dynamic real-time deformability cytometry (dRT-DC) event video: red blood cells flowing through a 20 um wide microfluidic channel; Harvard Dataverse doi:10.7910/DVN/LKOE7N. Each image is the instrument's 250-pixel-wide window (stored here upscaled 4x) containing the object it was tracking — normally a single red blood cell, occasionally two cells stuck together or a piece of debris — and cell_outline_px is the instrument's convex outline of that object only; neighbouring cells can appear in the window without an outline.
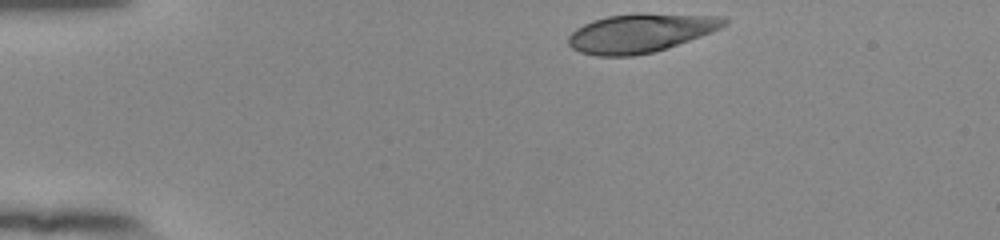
{"species": "human", "species_latin": "Homo sapiens", "temperature_condition": "room temperature", "stored_images_in_passage": 37, "camera_frame_rate_fps": 3000, "um_per_image_px": 0.085, "donor": {"sex": "female"}, "frame": {"image": 1, "passage_image": 1, "time_ms": 0.0, "image_size_px": [1000, 240], "cell_outline_px": [[728, 24], [720, 28], [700, 36], [652, 52], [632, 56], [596, 56], [580, 52], [572, 48], [568, 44], [568, 36], [576, 28], [592, 20], [608, 16], [728, 16]], "centroid_in_image_um": [54.37, 2.86], "position_along_channel_um": 30.6, "area_um2": 33.64}}
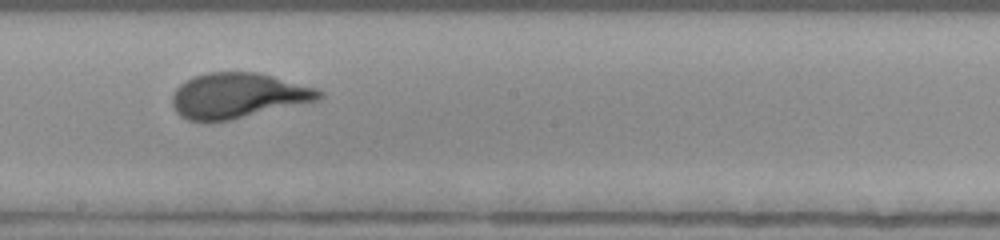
{"frame": {"image": 2, "passage_image": 22, "time_ms": 7.0, "image_size_px": [1000, 240], "cell_outline_px": [[324, 96], [320, 100], [228, 120], [208, 124], [204, 124], [188, 120], [180, 116], [176, 112], [172, 104], [172, 92], [180, 84], [192, 76], [208, 72], [256, 72], [272, 76], [316, 88], [324, 92]], "centroid_in_image_um": [20.17, 8.15], "position_along_channel_um": 228.0, "area_um2": 39.13}}
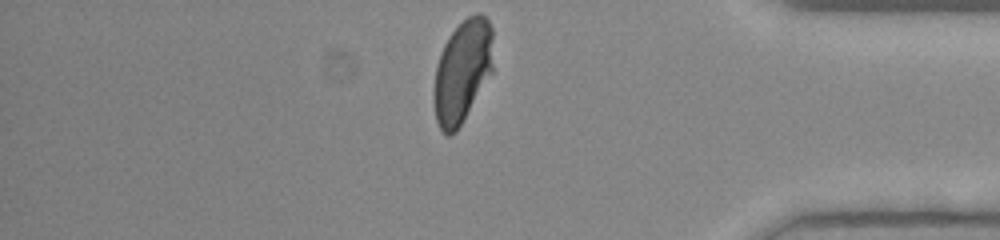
{"frame": {"image": 3, "passage_image": 37, "time_ms": 12.0, "image_size_px": [1000, 240], "cell_outline_px": [[492, 72], [456, 132], [448, 136], [440, 128], [436, 120], [432, 96], [436, 68], [440, 52], [448, 36], [468, 16], [476, 12], [480, 12], [488, 20], [492, 28]], "centroid_in_image_um": [39.28, 6.06], "position_along_channel_um": 395.9, "area_um2": 35.43}, "authors_computed_cell_mechanics": {"area_um2": 38.0324, "velocity_mm_per_s": 3.8122, "shape_relaxation_time_tau1_ms": 4.1659, "shape_relaxation_time_tau2_ms": null, "deformation_change_tau1": 0.2051, "deformation_change_tau2": null}}